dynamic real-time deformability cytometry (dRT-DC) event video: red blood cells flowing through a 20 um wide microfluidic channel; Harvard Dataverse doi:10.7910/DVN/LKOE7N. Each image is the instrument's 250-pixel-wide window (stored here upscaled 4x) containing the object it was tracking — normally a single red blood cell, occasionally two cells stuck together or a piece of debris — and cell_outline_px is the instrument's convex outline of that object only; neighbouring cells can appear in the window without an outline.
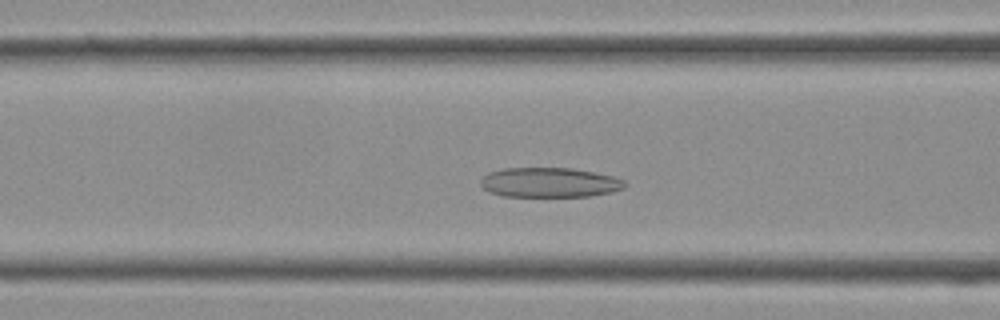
{"species": "Egyptian fruit bat (a non-hibernating species)", "species_latin": "Rousettus aegyptiacus", "temperature_condition": "cold", "stored_images_in_passage": 36, "camera_frame_rate_fps": 3000, "um_per_image_px": 0.085, "frame": {"image": 1, "passage_image": 13, "time_ms": 4.0, "image_size_px": [1000, 320], "cell_outline_px": [[628, 184], [624, 188], [612, 192], [588, 196], [504, 196], [492, 192], [484, 188], [480, 184], [480, 180], [488, 172], [504, 168], [572, 168], [612, 176], [624, 180]], "centroid_in_image_um": [46.72, 15.5], "position_along_channel_um": 119.9, "area_um2": 24.85}}
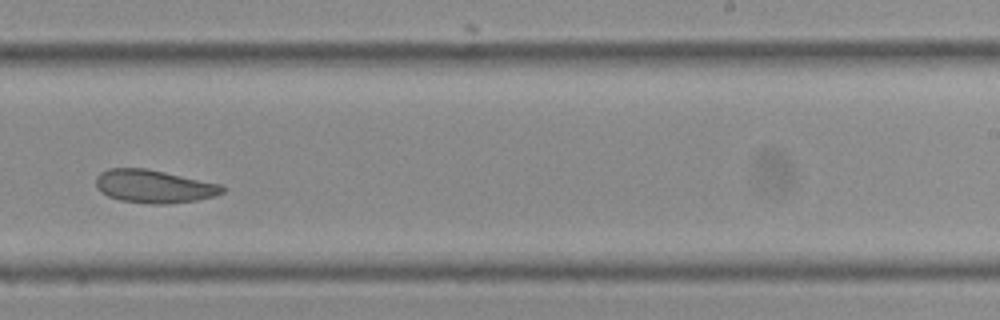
{"frame": {"image": 2, "passage_image": 22, "time_ms": 7.0, "image_size_px": [1000, 320], "cell_outline_px": [[228, 188], [224, 192], [216, 196], [196, 200], [164, 204], [148, 204], [120, 200], [108, 196], [100, 192], [96, 188], [96, 176], [100, 172], [108, 168], [144, 168], [164, 172], [220, 184]], "centroid_in_image_um": [13.07, 15.84], "position_along_channel_um": 275.9, "area_um2": 24.45}}
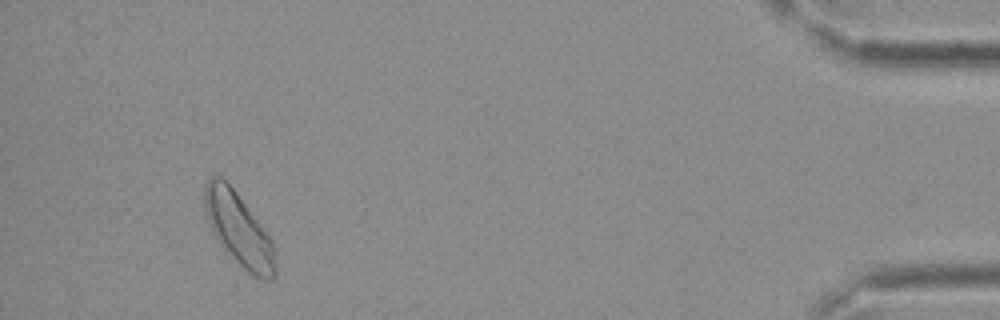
{"frame": {"image": 3, "passage_image": 34, "time_ms": 11.0, "image_size_px": [1000, 320], "cell_outline_px": [[276, 276], [256, 276], [248, 272], [216, 240], [204, 204], [204, 188], [208, 180], [212, 176], [220, 176], [236, 192], [268, 232], [272, 240], [276, 272]], "centroid_in_image_um": [20.29, 19.44], "position_along_channel_um": 414.9, "area_um2": 29.02}}